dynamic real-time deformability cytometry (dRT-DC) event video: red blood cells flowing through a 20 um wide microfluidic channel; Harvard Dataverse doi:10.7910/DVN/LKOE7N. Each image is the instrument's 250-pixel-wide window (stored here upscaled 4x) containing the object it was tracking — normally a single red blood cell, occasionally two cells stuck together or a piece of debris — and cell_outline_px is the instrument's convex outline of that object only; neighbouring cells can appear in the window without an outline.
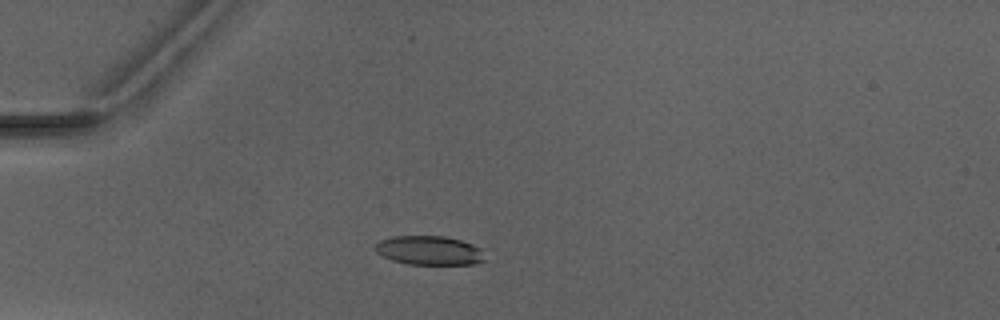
{"species": "Egyptian fruit bat (a non-hibernating species)", "species_latin": "Rousettus aegyptiacus", "temperature_condition": "warm", "stored_images_in_passage": 4, "camera_frame_rate_fps": 3000, "um_per_image_px": 0.085, "animal": {"sex": "male"}, "frame": {"image": 1, "passage_image": 4, "time_ms": 3.333, "image_size_px": [1000, 320], "cell_outline_px": [[484, 260], [476, 264], [408, 264], [392, 260], [376, 252], [376, 244], [380, 240], [392, 236], [444, 236], [460, 240], [472, 244], [480, 248]], "centroid_in_image_um": [36.47, 21.28], "position_along_channel_um": 48.5, "area_um2": 18.38}}